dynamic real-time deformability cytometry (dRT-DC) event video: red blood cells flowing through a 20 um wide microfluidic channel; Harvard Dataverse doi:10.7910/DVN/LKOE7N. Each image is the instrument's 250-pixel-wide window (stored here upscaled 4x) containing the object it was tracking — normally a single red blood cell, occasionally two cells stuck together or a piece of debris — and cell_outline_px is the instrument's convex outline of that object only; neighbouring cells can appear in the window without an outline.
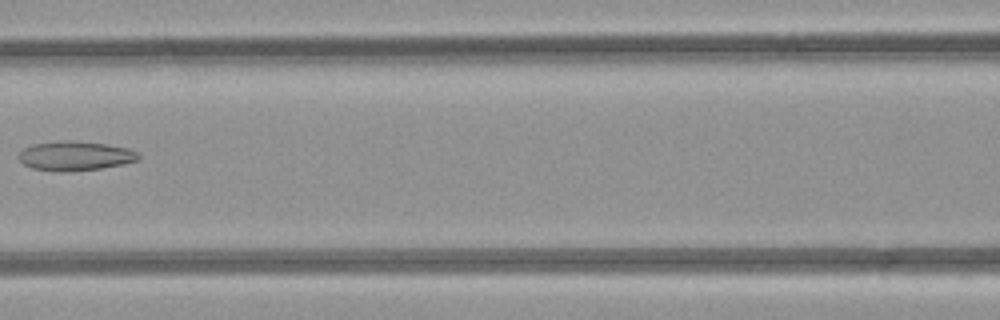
{"species": "common noctule bat (a hibernating species)", "species_latin": "Nyctalus noctula", "temperature_condition": "room temperature", "stored_images_in_passage": 5, "camera_frame_rate_fps": 3000, "um_per_image_px": 0.085, "animal": {"sex": "female", "body_mass_g": 21.9}, "frame": {"image": 1, "passage_image": 5, "time_ms": 4.333, "image_size_px": [1000, 320], "cell_outline_px": [[140, 160], [124, 164], [100, 168], [64, 172], [32, 168], [24, 164], [20, 160], [20, 152], [24, 148], [32, 144], [56, 140], [72, 140], [104, 144], [128, 148], [140, 152]], "centroid_in_image_um": [6.43, 13.24], "position_along_channel_um": 160.2, "area_um2": 20.58}}